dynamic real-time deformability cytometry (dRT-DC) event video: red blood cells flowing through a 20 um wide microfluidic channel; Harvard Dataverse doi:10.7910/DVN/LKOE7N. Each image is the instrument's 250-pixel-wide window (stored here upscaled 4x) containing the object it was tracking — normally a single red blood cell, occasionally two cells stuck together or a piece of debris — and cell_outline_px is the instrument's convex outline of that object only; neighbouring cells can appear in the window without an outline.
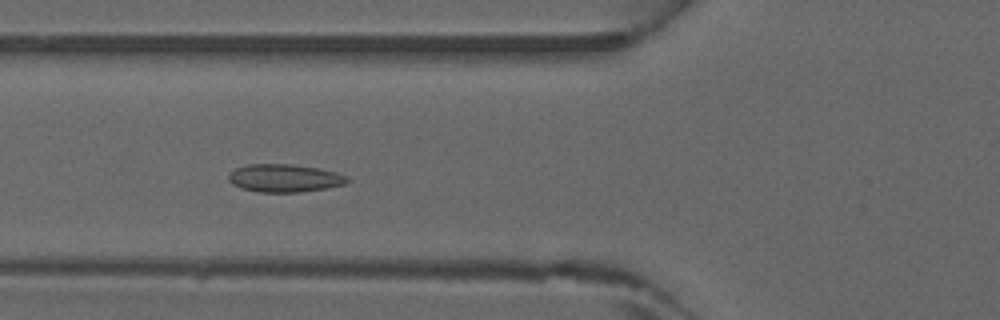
{"species": "common noctule bat (a hibernating species)", "species_latin": "Nyctalus noctula", "temperature_condition": "warm", "stored_images_in_passage": 4, "camera_frame_rate_fps": 3000, "um_per_image_px": 0.085, "animal": {"sex": "male", "forearm_length_mm": 52.5}, "frame": {"image": 1, "passage_image": 3, "time_ms": 0.667, "image_size_px": [1000, 320], "cell_outline_px": [[348, 180], [344, 184], [324, 188], [300, 192], [260, 192], [240, 188], [232, 184], [228, 180], [228, 176], [236, 168], [248, 164], [292, 164], [316, 168], [336, 172], [348, 176]], "centroid_in_image_um": [24.15, 15.14], "position_along_channel_um": 101.6, "area_um2": 19.13}}
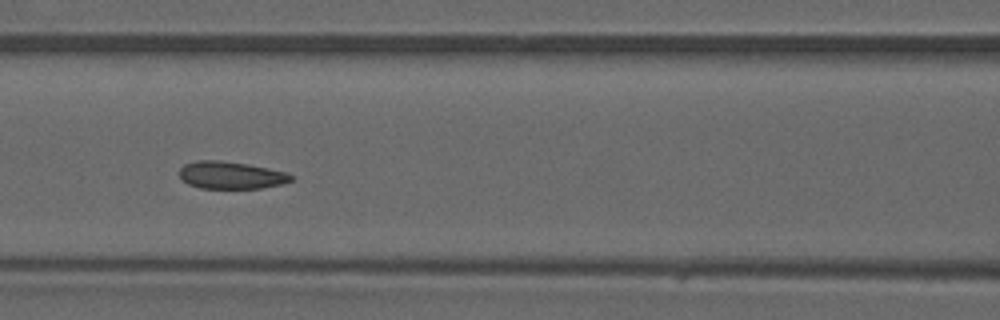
{"frame": {"image": 2, "passage_image": 4, "time_ms": 1.0, "image_size_px": [1000, 320], "cell_outline_px": [[296, 176], [292, 180], [280, 184], [260, 188], [200, 188], [188, 184], [180, 180], [180, 168], [184, 164], [196, 160], [220, 160], [248, 164], [288, 172]], "centroid_in_image_um": [19.63, 14.88], "position_along_channel_um": 147.0, "area_um2": 17.98}}